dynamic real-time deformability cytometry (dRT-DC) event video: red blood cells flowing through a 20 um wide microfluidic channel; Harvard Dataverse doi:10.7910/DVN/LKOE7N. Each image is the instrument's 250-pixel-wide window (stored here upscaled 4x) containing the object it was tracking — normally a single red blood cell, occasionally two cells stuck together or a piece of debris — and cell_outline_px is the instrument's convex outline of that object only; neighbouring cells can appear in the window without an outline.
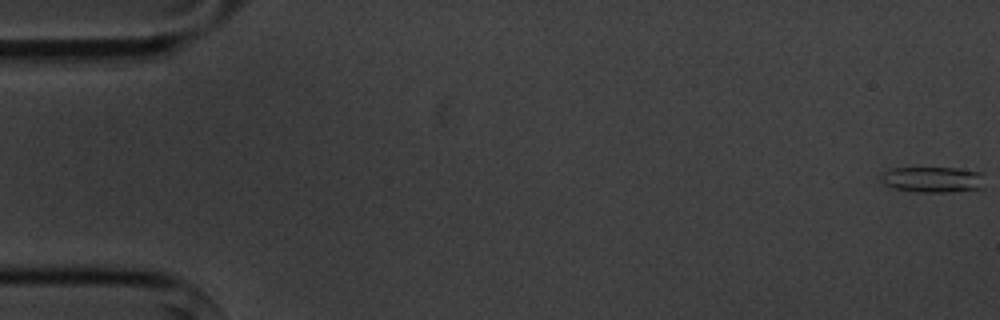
{"species": "common noctule bat (a hibernating species)", "species_latin": "Nyctalus noctula", "temperature_condition": "cold", "stored_images_in_passage": 5, "camera_frame_rate_fps": 3000, "um_per_image_px": 0.085, "animal": {"sex": "male", "body_mass_g": 20.1, "forearm_length_mm": 53.5}, "frame": {"image": 1, "passage_image": 1, "time_ms": 0.0, "image_size_px": [1000, 320], "cell_outline_px": [[984, 188], [952, 192], [916, 192], [892, 188], [884, 184], [880, 180], [880, 176], [884, 172], [892, 168], [956, 168], [984, 172]], "centroid_in_image_um": [79.32, 15.26], "position_along_channel_um": 5.7, "area_um2": 15.9}}